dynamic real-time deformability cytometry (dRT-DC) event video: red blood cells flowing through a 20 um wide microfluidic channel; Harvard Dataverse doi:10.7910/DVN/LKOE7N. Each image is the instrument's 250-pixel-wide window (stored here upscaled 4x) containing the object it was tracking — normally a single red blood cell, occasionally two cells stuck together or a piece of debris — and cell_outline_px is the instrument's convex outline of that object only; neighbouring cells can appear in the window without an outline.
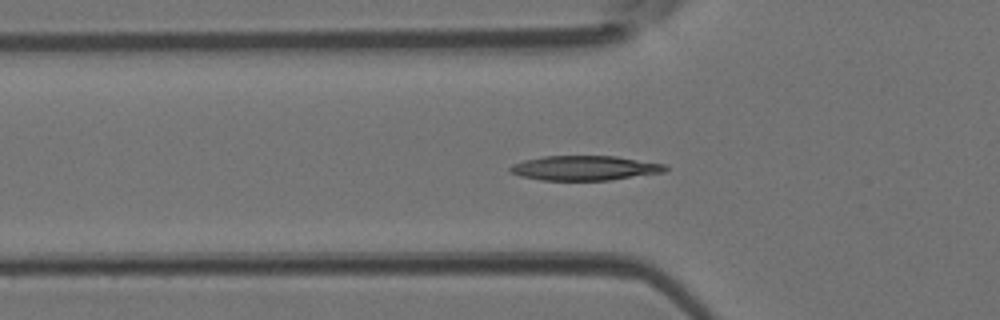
{"species": "Egyptian fruit bat (a non-hibernating species)", "species_latin": "Rousettus aegyptiacus", "temperature_condition": "room temperature", "stored_images_in_passage": 38, "camera_frame_rate_fps": 3000, "um_per_image_px": 0.085, "animal": {"sex": "female"}, "frame": {"image": 1, "passage_image": 6, "time_ms": 1.667, "image_size_px": [1000, 320], "cell_outline_px": [[668, 168], [664, 172], [608, 180], [540, 180], [520, 176], [508, 172], [508, 168], [512, 164], [524, 160], [544, 156], [616, 156], [664, 164]], "centroid_in_image_um": [49.64, 14.28], "position_along_channel_um": 76.2, "area_um2": 22.25}}
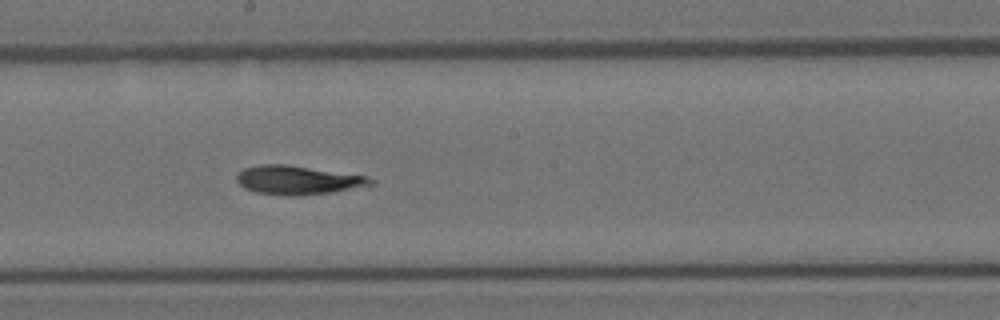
{"frame": {"image": 2, "passage_image": 16, "time_ms": 5.0, "image_size_px": [1000, 320], "cell_outline_px": [[376, 184], [328, 192], [300, 196], [288, 196], [256, 192], [244, 188], [236, 180], [236, 176], [244, 168], [260, 164], [284, 164], [364, 176], [376, 180]], "centroid_in_image_um": [25.27, 15.31], "position_along_channel_um": 222.9, "area_um2": 22.14}}
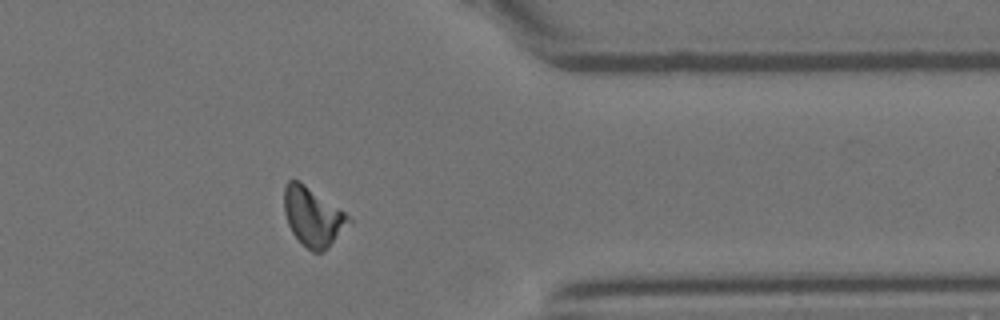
{"frame": {"image": 3, "passage_image": 28, "time_ms": 9.0, "image_size_px": [1000, 320], "cell_outline_px": [[352, 220], [328, 248], [324, 252], [312, 252], [292, 232], [288, 224], [284, 212], [284, 188], [288, 180], [300, 180], [344, 212]], "centroid_in_image_um": [26.58, 18.41], "position_along_channel_um": 384.8, "area_um2": 21.79}}